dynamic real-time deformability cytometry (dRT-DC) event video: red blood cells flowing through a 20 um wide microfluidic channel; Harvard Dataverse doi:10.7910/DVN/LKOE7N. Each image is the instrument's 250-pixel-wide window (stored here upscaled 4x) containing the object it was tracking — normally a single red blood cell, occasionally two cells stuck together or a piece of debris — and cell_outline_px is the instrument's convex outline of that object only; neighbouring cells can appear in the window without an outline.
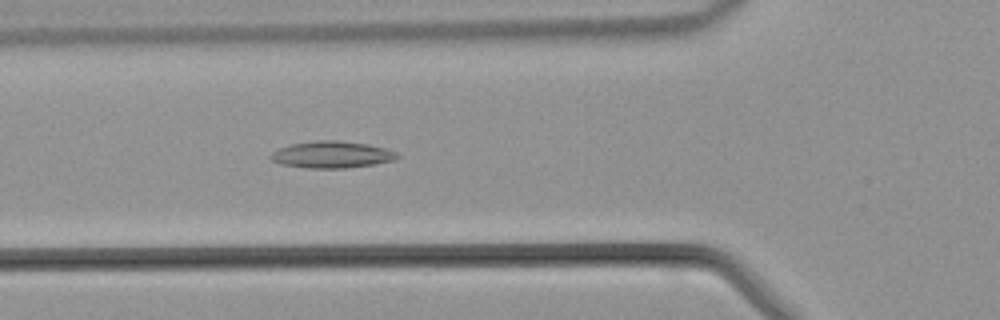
{"species": "common noctule bat (a hibernating species)", "species_latin": "Nyctalus noctula", "temperature_condition": "warm", "stored_images_in_passage": 38, "camera_frame_rate_fps": 3000, "um_per_image_px": 0.085, "animal": {"sex": "male", "body_mass_g": 21.5, "forearm_length_mm": 52.0}, "frame": {"image": 1, "passage_image": 9, "time_ms": 2.667, "image_size_px": [1000, 320], "cell_outline_px": [[400, 156], [396, 160], [372, 164], [344, 168], [304, 168], [280, 164], [272, 160], [268, 156], [272, 152], [280, 148], [292, 144], [316, 140], [340, 140], [368, 144], [388, 148], [396, 152]], "centroid_in_image_um": [28.22, 13.14], "position_along_channel_um": 97.6, "area_um2": 19.88}}
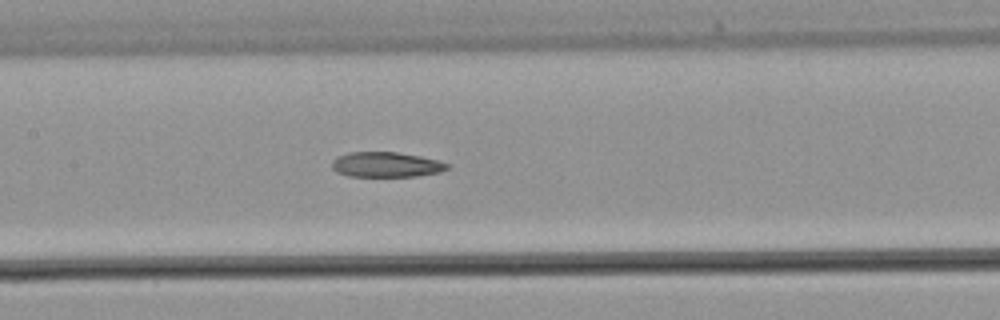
{"frame": {"image": 2, "passage_image": 14, "time_ms": 4.333, "image_size_px": [1000, 320], "cell_outline_px": [[448, 168], [440, 172], [416, 176], [348, 176], [336, 172], [332, 168], [332, 160], [336, 156], [348, 152], [396, 152], [420, 156], [440, 160], [448, 164]], "centroid_in_image_um": [32.79, 13.98], "position_along_channel_um": 174.6, "area_um2": 16.94}}
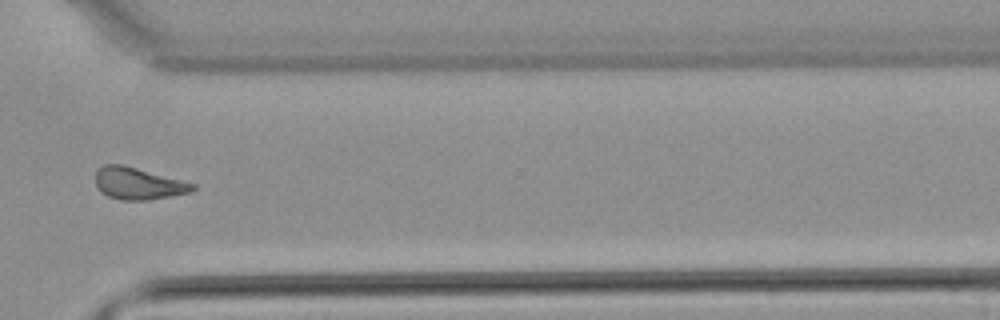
{"frame": {"image": 3, "passage_image": 26, "time_ms": 8.333, "image_size_px": [1000, 320], "cell_outline_px": [[196, 188], [188, 192], [168, 196], [144, 200], [120, 200], [108, 196], [100, 192], [96, 184], [96, 168], [104, 164], [124, 164], [196, 184]], "centroid_in_image_um": [11.69, 15.58], "position_along_channel_um": 358.9, "area_um2": 18.03}}